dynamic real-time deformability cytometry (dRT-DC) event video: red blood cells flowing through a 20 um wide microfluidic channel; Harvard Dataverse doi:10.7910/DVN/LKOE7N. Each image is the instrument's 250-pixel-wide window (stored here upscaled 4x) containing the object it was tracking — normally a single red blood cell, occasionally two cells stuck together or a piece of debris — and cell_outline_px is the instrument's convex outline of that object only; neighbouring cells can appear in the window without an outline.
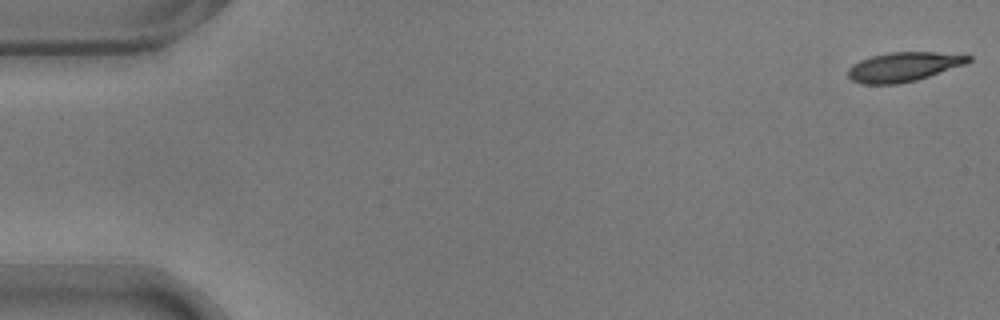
{"species": "common noctule bat (a hibernating species)", "species_latin": "Nyctalus noctula", "temperature_condition": "warm", "stored_images_in_passage": 54, "camera_frame_rate_fps": 3000, "um_per_image_px": 0.085, "animal": {"sex": "male", "body_mass_g": 17.9}, "frame": {"image": 1, "passage_image": 1, "time_ms": 0.0, "image_size_px": [1000, 320], "cell_outline_px": [[972, 60], [964, 64], [916, 80], [896, 84], [860, 84], [852, 80], [848, 76], [848, 68], [852, 64], [860, 60], [872, 56], [888, 52], [936, 52], [972, 56]], "centroid_in_image_um": [76.75, 5.68], "position_along_channel_um": 8.2, "area_um2": 20.4}}
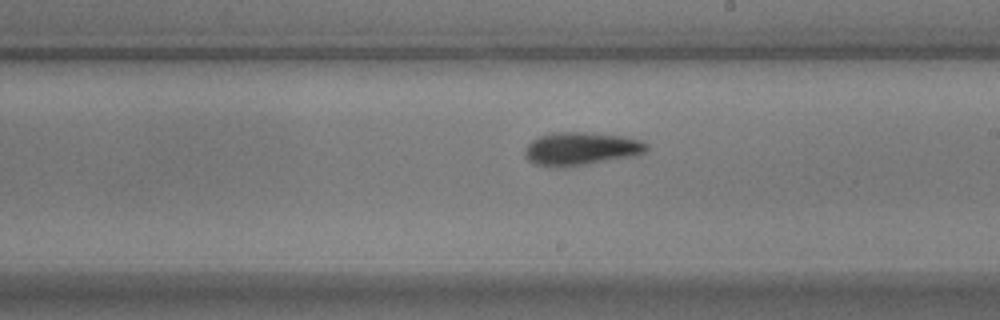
{"frame": {"image": 2, "passage_image": 31, "time_ms": 10.0, "image_size_px": [1000, 320], "cell_outline_px": [[648, 148], [644, 152], [636, 156], [588, 164], [536, 164], [528, 160], [524, 156], [524, 148], [532, 140], [540, 136], [552, 132], [588, 132], [624, 136], [640, 140], [648, 144]], "centroid_in_image_um": [49.44, 12.6], "position_along_channel_um": 239.6, "area_um2": 23.0}}
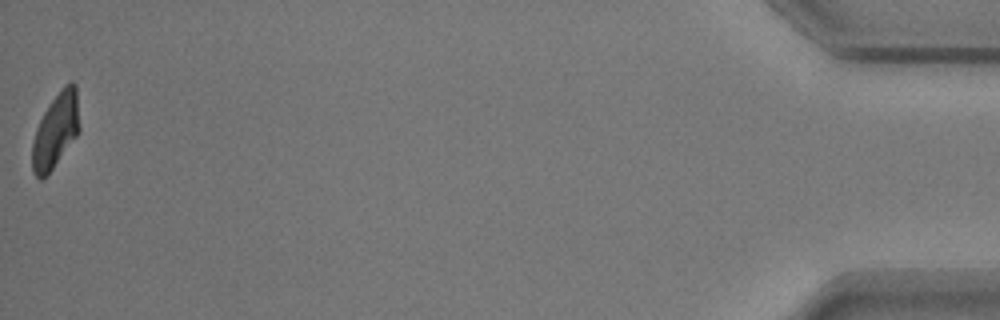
{"frame": {"image": 3, "passage_image": 54, "time_ms": 17.667, "image_size_px": [1000, 320], "cell_outline_px": [[80, 132], [52, 168], [40, 180], [32, 172], [32, 140], [36, 128], [44, 112], [52, 100], [64, 84], [72, 80], [76, 84], [80, 128]], "centroid_in_image_um": [4.74, 11.06], "position_along_channel_um": 430.5, "area_um2": 20.52}, "authors_computed_cell_mechanics": {"area_um2": 22.0218, "velocity_mm_per_s": 3.7274, "shape_relaxation_time_tau1_ms": 3.4376, "shape_relaxation_time_tau2_ms": 8.1891, "deformation_change_tau1": 0.1563, "deformation_change_tau2": 0.1588}}